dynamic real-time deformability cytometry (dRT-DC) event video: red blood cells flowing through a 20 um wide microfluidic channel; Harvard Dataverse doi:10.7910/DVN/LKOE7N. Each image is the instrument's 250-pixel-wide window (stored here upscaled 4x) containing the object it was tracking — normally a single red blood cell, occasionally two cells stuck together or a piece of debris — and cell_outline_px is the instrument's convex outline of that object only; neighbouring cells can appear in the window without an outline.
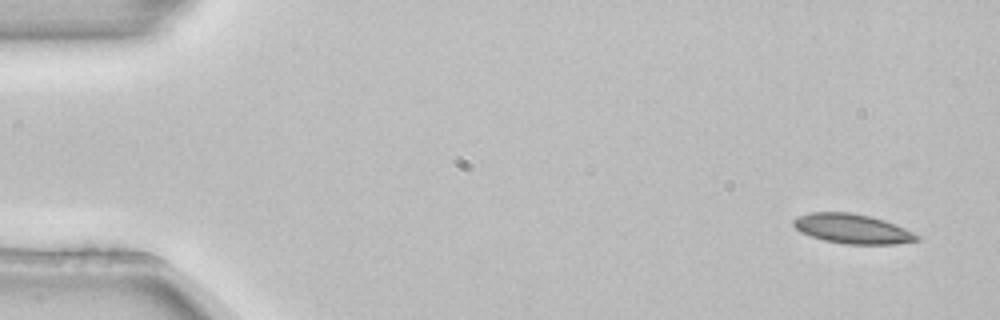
{"species": "common noctule bat (a hibernating species)", "species_latin": "Nyctalus noctula", "temperature_condition": "room temperature", "stored_images_in_passage": 4, "camera_frame_rate_fps": 3000, "um_per_image_px": 0.085, "animal": {"sex": "female", "body_mass_g": 22.7, "forearm_length_mm": 54.2}, "frame": {"image": 1, "passage_image": 1, "time_ms": 0.0, "image_size_px": [1000, 320], "cell_outline_px": [[920, 240], [896, 244], [844, 244], [824, 240], [800, 232], [792, 224], [792, 220], [800, 216], [812, 212], [852, 212], [884, 220], [904, 228], [920, 236]], "centroid_in_image_um": [72.45, 19.45], "position_along_channel_um": 12.5, "area_um2": 21.15}}
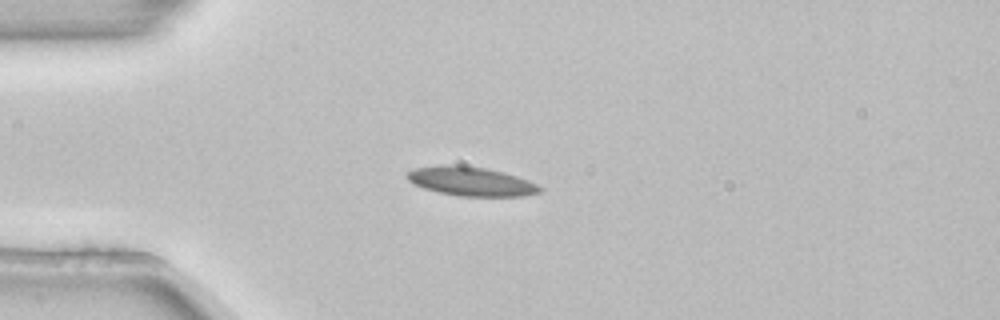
{"frame": {"image": 2, "passage_image": 3, "time_ms": 0.667, "image_size_px": [1000, 320], "cell_outline_px": [[544, 188], [540, 192], [524, 196], [460, 196], [440, 192], [424, 188], [412, 184], [404, 176], [404, 172], [416, 168], [452, 164], [456, 164], [484, 168], [516, 176], [528, 180]], "centroid_in_image_um": [40.0, 15.42], "position_along_channel_um": 45.0, "area_um2": 22.37}}
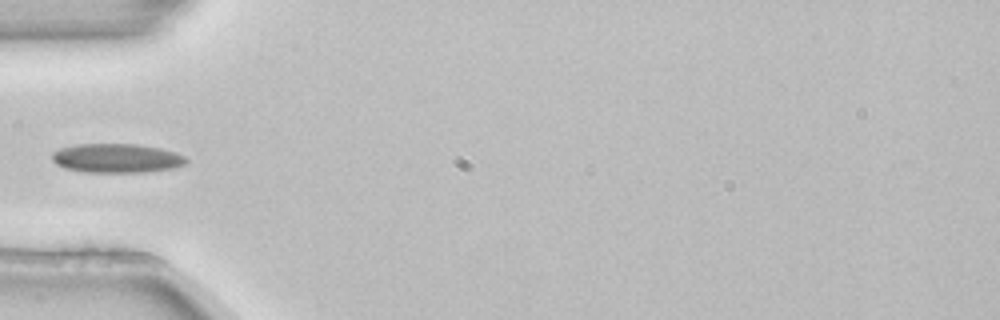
{"frame": {"image": 3, "passage_image": 4, "time_ms": 1.0, "image_size_px": [1000, 320], "cell_outline_px": [[188, 160], [184, 164], [172, 168], [144, 172], [84, 172], [64, 168], [56, 164], [52, 160], [52, 152], [60, 148], [76, 144], [136, 144], [160, 148], [184, 156]], "centroid_in_image_um": [9.86, 13.44], "position_along_channel_um": 75.1, "area_um2": 22.66}}